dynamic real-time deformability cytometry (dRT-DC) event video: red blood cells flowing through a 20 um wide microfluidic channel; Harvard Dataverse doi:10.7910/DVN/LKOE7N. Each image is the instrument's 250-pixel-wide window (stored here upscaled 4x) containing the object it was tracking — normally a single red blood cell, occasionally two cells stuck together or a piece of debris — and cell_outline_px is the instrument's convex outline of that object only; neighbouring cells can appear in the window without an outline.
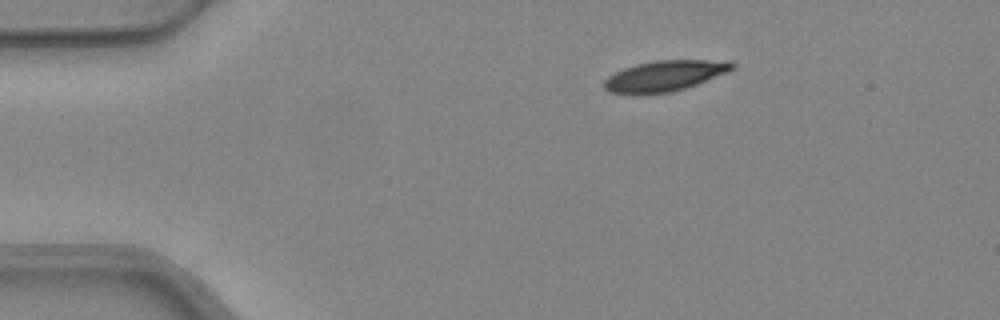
{"species": "common noctule bat (a hibernating species)", "species_latin": "Nyctalus noctula", "temperature_condition": "warm", "stored_images_in_passage": 44, "camera_frame_rate_fps": 3000, "um_per_image_px": 0.085, "animal": {"sex": "female", "body_mass_g": 24.6, "forearm_length_mm": 56.2}, "frame": {"image": 1, "passage_image": 1, "time_ms": 0.0, "image_size_px": [1000, 320], "cell_outline_px": [[736, 68], [728, 72], [696, 84], [672, 92], [644, 96], [636, 96], [608, 92], [604, 88], [604, 80], [608, 76], [624, 68], [636, 64], [656, 60], [732, 60], [736, 64]], "centroid_in_image_um": [56.49, 6.47], "position_along_channel_um": 28.5, "area_um2": 23.52}}
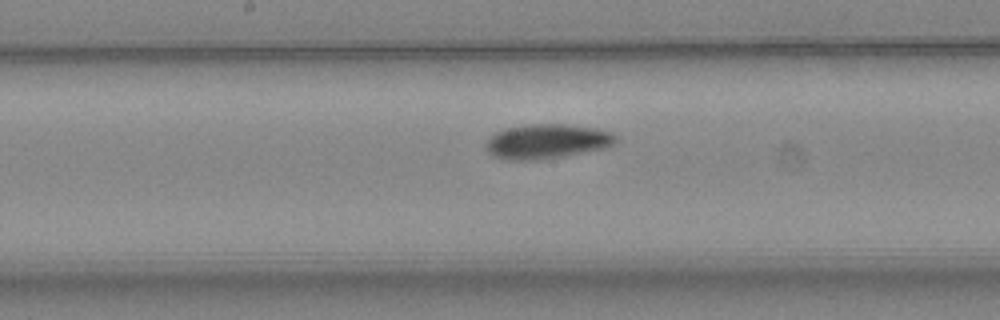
{"frame": {"image": 2, "passage_image": 19, "time_ms": 6.0, "image_size_px": [1000, 320], "cell_outline_px": [[616, 144], [604, 148], [560, 156], [536, 160], [504, 160], [492, 156], [488, 152], [484, 144], [496, 132], [508, 128], [532, 124], [564, 124], [600, 128], [612, 132], [616, 136]], "centroid_in_image_um": [46.49, 12.02], "position_along_channel_um": 201.7, "area_um2": 26.13}}
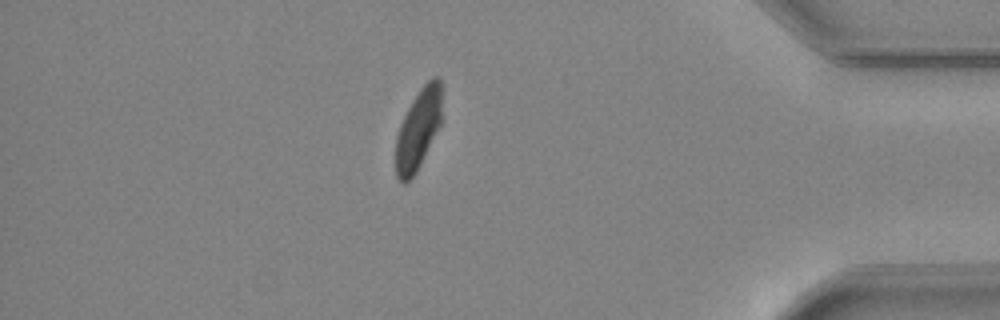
{"frame": {"image": 3, "passage_image": 37, "time_ms": 12.0, "image_size_px": [1000, 320], "cell_outline_px": [[440, 124], [416, 172], [404, 184], [396, 176], [396, 136], [400, 124], [412, 100], [420, 88], [432, 76], [440, 76]], "centroid_in_image_um": [35.53, 10.96], "position_along_channel_um": 399.7, "area_um2": 21.1}}